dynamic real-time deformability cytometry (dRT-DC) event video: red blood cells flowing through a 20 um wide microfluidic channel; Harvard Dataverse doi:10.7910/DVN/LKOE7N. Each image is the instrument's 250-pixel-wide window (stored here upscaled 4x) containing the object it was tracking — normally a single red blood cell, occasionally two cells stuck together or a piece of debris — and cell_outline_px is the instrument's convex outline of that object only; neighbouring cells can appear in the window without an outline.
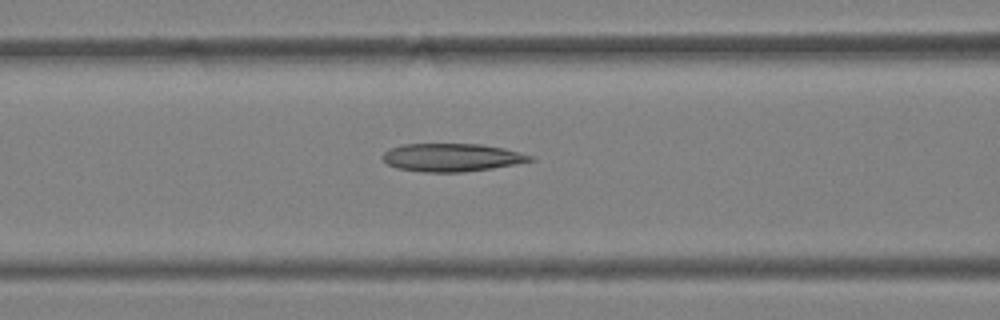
{"species": "Egyptian fruit bat (a non-hibernating species)", "species_latin": "Rousettus aegyptiacus", "temperature_condition": "warm", "stored_images_in_passage": 24, "camera_frame_rate_fps": 3000, "um_per_image_px": 0.085, "animal": {"sex": "female"}, "frame": {"image": 1, "passage_image": 20, "time_ms": 6.333, "image_size_px": [1000, 320], "cell_outline_px": [[536, 160], [516, 164], [492, 168], [464, 172], [420, 172], [396, 168], [388, 164], [380, 156], [388, 148], [404, 144], [480, 144], [504, 148], [520, 152], [532, 156]], "centroid_in_image_um": [38.38, 13.38], "position_along_channel_um": 128.2, "area_um2": 24.28}}
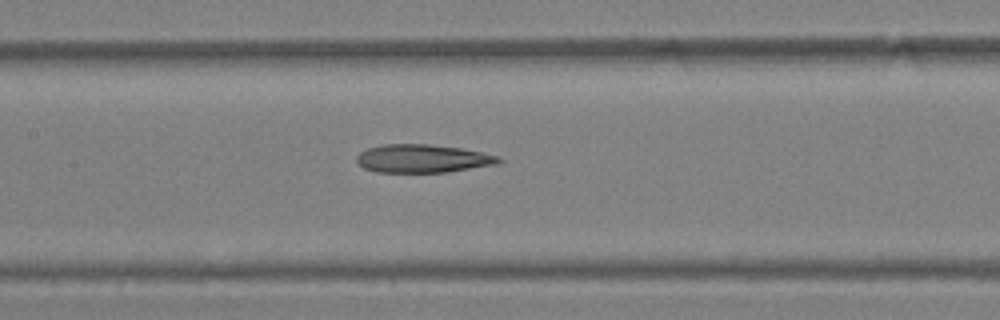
{"frame": {"image": 2, "passage_image": 23, "time_ms": 7.333, "image_size_px": [1000, 320], "cell_outline_px": [[504, 160], [496, 164], [448, 172], [376, 172], [364, 168], [356, 160], [356, 156], [360, 152], [368, 148], [384, 144], [428, 144], [460, 148], [500, 156]], "centroid_in_image_um": [35.93, 13.48], "position_along_channel_um": 171.5, "area_um2": 23.29}}